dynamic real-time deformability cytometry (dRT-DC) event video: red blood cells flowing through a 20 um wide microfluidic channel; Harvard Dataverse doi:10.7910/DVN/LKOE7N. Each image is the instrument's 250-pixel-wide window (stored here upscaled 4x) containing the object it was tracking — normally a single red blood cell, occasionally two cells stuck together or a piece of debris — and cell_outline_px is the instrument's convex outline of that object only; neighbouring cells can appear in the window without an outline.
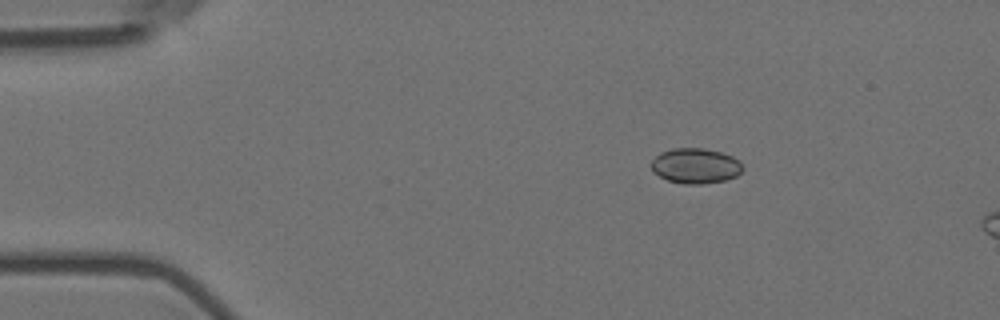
{"species": "Egyptian fruit bat (a non-hibernating species)", "species_latin": "Rousettus aegyptiacus", "temperature_condition": "room temperature", "stored_images_in_passage": 8, "camera_frame_rate_fps": 3000, "um_per_image_px": 0.085, "animal": {"sex": "female"}, "frame": {"image": 1, "passage_image": 1, "time_ms": 0.0, "image_size_px": [1000, 320], "cell_outline_px": [[744, 168], [736, 176], [724, 180], [704, 184], [684, 184], [668, 180], [660, 176], [648, 164], [660, 152], [672, 148], [704, 148], [720, 152], [732, 156], [740, 160]], "centroid_in_image_um": [59.12, 14.09], "position_along_channel_um": 25.9, "area_um2": 18.84}}